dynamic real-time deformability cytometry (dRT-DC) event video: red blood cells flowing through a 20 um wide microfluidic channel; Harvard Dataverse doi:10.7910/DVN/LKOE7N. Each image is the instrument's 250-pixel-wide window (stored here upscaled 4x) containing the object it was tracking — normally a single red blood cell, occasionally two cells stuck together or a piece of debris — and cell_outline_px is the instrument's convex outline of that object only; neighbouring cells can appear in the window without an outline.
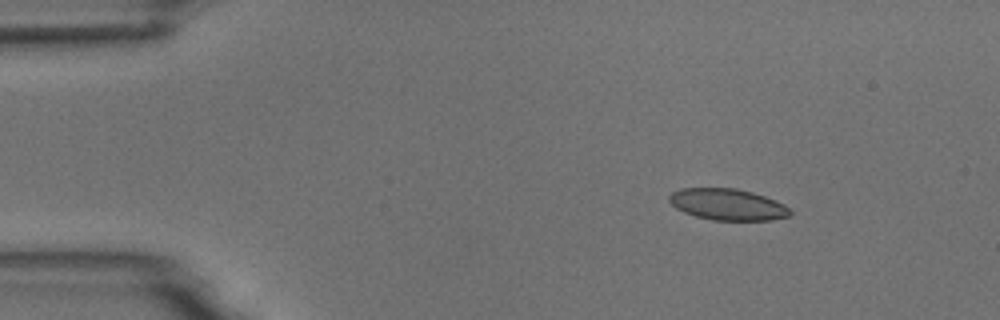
{"species": "common noctule bat (a hibernating species)", "species_latin": "Nyctalus noctula", "temperature_condition": "room temperature", "stored_images_in_passage": 4, "camera_frame_rate_fps": 3000, "um_per_image_px": 0.085, "animal": {"sex": "male", "body_mass_g": 18.8}, "frame": {"image": 1, "passage_image": 2, "time_ms": 1.0, "image_size_px": [1000, 320], "cell_outline_px": [[792, 212], [788, 216], [772, 220], [712, 220], [696, 216], [684, 212], [676, 208], [668, 200], [668, 196], [672, 192], [680, 188], [736, 188], [752, 192], [764, 196], [784, 204]], "centroid_in_image_um": [61.82, 17.37], "position_along_channel_um": 23.2, "area_um2": 22.08}}